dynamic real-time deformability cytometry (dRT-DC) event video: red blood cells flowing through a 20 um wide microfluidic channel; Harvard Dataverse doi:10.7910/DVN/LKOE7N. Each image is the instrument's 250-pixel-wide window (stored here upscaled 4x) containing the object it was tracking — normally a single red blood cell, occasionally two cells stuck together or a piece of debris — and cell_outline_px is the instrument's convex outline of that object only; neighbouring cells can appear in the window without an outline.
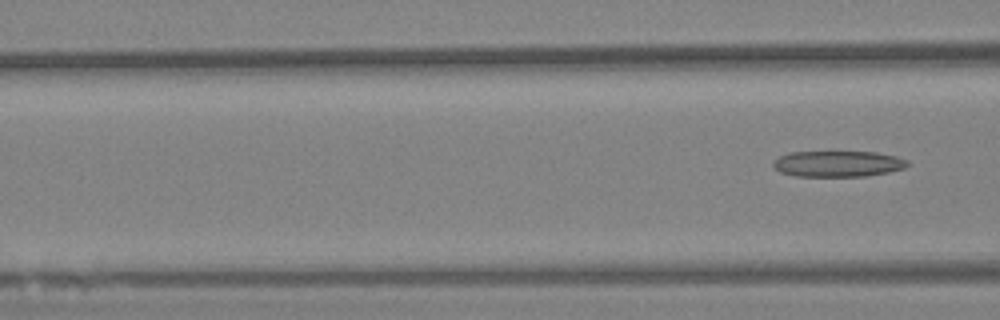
{"species": "Egyptian fruit bat (a non-hibernating species)", "species_latin": "Rousettus aegyptiacus", "temperature_condition": "warm", "stored_images_in_passage": 5, "segment_of_instrument_passage": [2, 2], "camera_frame_rate_fps": 3000, "um_per_image_px": 0.085, "animal": {"sex": "female"}, "frame": {"image": 1, "passage_image": 5, "time_ms": 1.333, "image_size_px": [1000, 320], "cell_outline_px": [[908, 164], [904, 168], [888, 172], [864, 176], [796, 176], [780, 172], [772, 164], [772, 160], [788, 152], [876, 152], [896, 156], [908, 160]], "centroid_in_image_um": [71.2, 13.92], "position_along_channel_um": 95.4, "area_um2": 20.29}}